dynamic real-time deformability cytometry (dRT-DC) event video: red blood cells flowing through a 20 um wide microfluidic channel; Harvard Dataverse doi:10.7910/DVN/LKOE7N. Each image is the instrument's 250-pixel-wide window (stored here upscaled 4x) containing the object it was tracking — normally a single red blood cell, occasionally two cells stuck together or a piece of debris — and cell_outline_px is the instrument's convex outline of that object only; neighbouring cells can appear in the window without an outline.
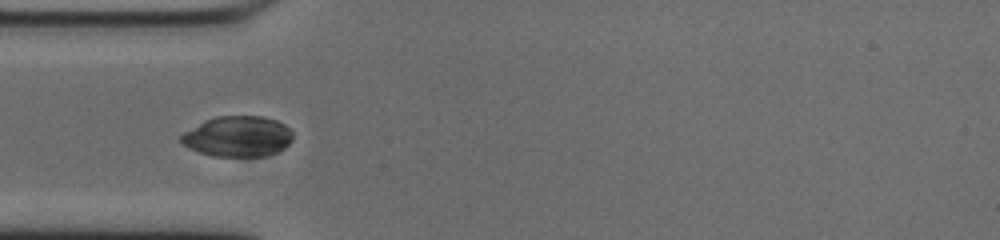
{"species": "common noctule bat (a hibernating species)", "species_latin": "Nyctalus noctula", "temperature_condition": "cold", "stored_images_in_passage": 39, "camera_frame_rate_fps": 3000, "um_per_image_px": 0.085, "animal": {"sex": "male", "body_mass_g": 20.0, "forearm_length_mm": 53.3}, "frame": {"image": 1, "passage_image": 1, "time_ms": 0.0, "image_size_px": [1000, 240], "cell_outline_px": [[292, 140], [284, 148], [276, 152], [264, 156], [212, 156], [188, 148], [180, 140], [180, 136], [184, 132], [204, 120], [216, 116], [264, 116], [276, 120], [284, 124], [292, 132]], "centroid_in_image_um": [20.2, 11.59], "position_along_channel_um": 64.8, "area_um2": 26.41}}
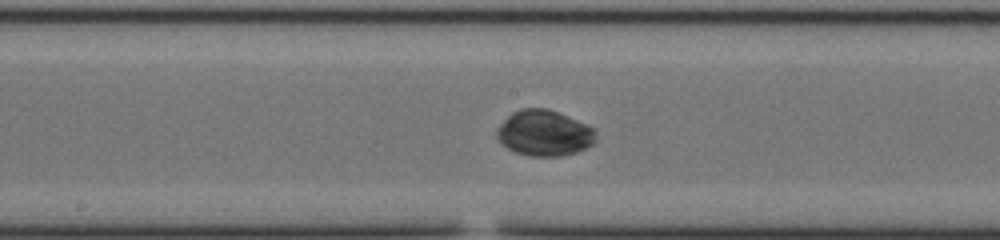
{"frame": {"image": 2, "passage_image": 12, "time_ms": 3.667, "image_size_px": [1000, 240], "cell_outline_px": [[596, 140], [592, 144], [576, 152], [560, 156], [532, 156], [516, 152], [508, 148], [496, 136], [496, 132], [500, 124], [512, 112], [520, 108], [548, 108], [584, 124], [592, 128], [596, 132]], "centroid_in_image_um": [46.24, 11.31], "position_along_channel_um": 202.0, "area_um2": 26.01}}
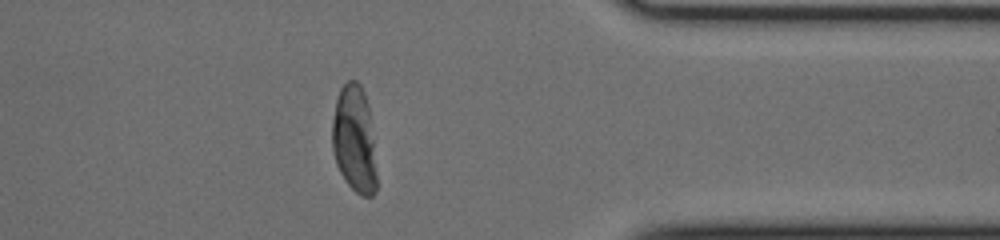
{"frame": {"image": 3, "passage_image": 28, "time_ms": 9.0, "image_size_px": [1000, 240], "cell_outline_px": [[376, 192], [372, 196], [360, 196], [344, 180], [336, 164], [332, 148], [332, 120], [336, 100], [340, 88], [348, 80], [356, 80], [360, 84], [364, 92], [368, 104], [376, 176]], "centroid_in_image_um": [30.09, 11.84], "position_along_channel_um": 381.3, "area_um2": 27.57}}